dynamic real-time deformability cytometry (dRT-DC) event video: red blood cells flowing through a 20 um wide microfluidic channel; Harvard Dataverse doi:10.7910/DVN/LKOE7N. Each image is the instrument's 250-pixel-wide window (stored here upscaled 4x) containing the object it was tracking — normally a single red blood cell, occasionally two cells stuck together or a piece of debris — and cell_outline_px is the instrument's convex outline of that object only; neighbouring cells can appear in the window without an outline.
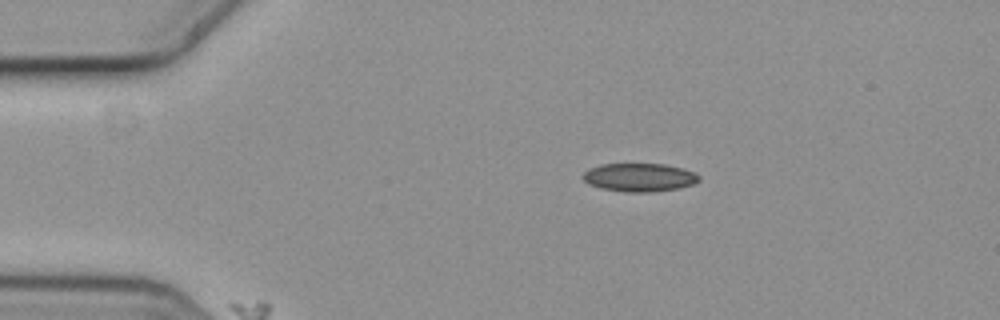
{"species": "common noctule bat (a hibernating species)", "species_latin": "Nyctalus noctula", "temperature_condition": "cold", "stored_images_in_passage": 2, "camera_frame_rate_fps": 3000, "um_per_image_px": 0.085, "animal": {"sex": "female", "body_mass_g": 19.3, "forearm_length_mm": 54.1}, "frame": {"image": 1, "passage_image": 1, "time_ms": 0.0, "image_size_px": [1000, 320], "cell_outline_px": [[700, 180], [692, 184], [680, 188], [648, 192], [628, 192], [600, 188], [588, 184], [580, 176], [588, 168], [600, 164], [664, 164], [680, 168], [692, 172], [700, 176]], "centroid_in_image_um": [54.29, 15.07], "position_along_channel_um": 30.7, "area_um2": 19.13}}